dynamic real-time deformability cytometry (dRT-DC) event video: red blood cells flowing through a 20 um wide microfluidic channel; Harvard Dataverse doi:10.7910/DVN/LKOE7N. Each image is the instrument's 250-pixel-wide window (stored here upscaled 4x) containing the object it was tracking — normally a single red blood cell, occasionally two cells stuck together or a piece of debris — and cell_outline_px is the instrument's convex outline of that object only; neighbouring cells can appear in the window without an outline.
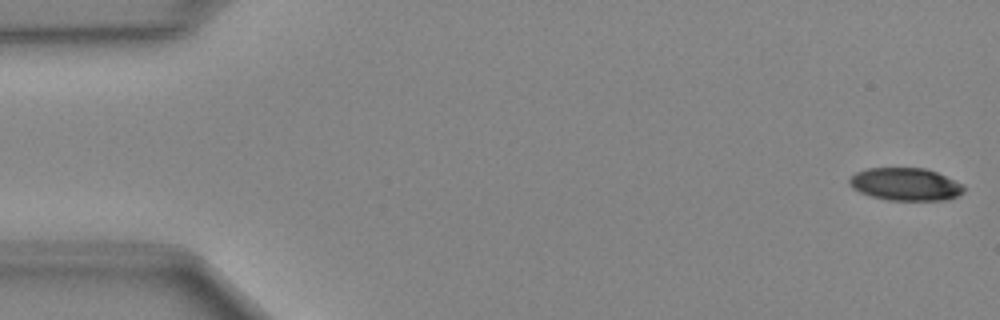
{"species": "Egyptian fruit bat (a non-hibernating species)", "species_latin": "Rousettus aegyptiacus", "temperature_condition": "cold", "stored_images_in_passage": 48, "camera_frame_rate_fps": 3000, "um_per_image_px": 0.085, "animal": {"sex": "female"}, "frame": {"image": 1, "passage_image": 1, "time_ms": 0.0, "image_size_px": [1000, 320], "cell_outline_px": [[964, 192], [956, 196], [944, 200], [888, 200], [872, 196], [860, 192], [852, 188], [848, 184], [848, 180], [856, 172], [868, 168], [924, 168], [936, 172], [964, 184]], "centroid_in_image_um": [76.96, 15.66], "position_along_channel_um": 8.0, "area_um2": 21.73}}
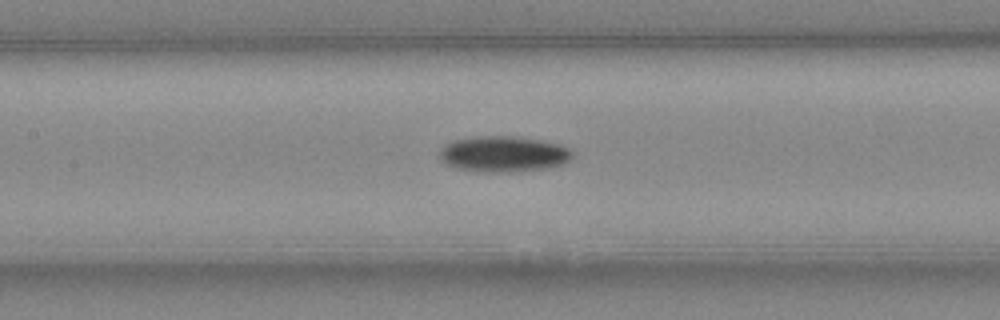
{"frame": {"image": 2, "passage_image": 22, "time_ms": 7.0, "image_size_px": [1000, 320], "cell_outline_px": [[576, 152], [564, 164], [544, 168], [512, 172], [484, 172], [456, 168], [444, 164], [440, 160], [440, 148], [456, 140], [476, 136], [512, 136], [540, 140], [560, 144]], "centroid_in_image_um": [42.8, 13.1], "position_along_channel_um": 164.6, "area_um2": 27.74}}
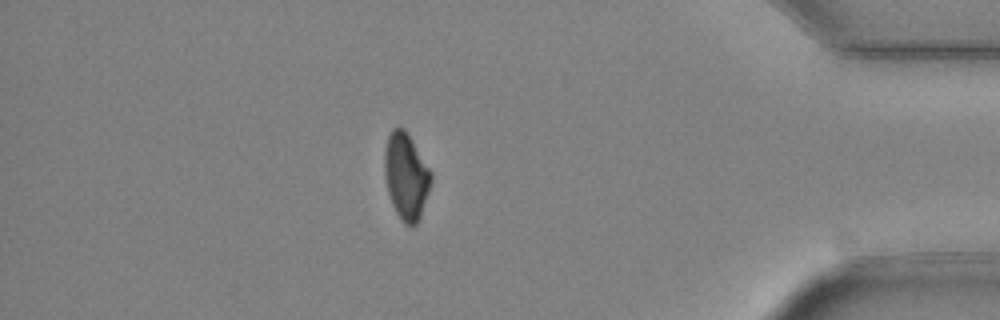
{"frame": {"image": 3, "passage_image": 42, "time_ms": 13.667, "image_size_px": [1000, 320], "cell_outline_px": [[432, 180], [420, 216], [416, 224], [404, 224], [400, 220], [392, 204], [388, 192], [384, 172], [384, 152], [388, 136], [392, 128], [404, 128], [408, 132], [432, 172]], "centroid_in_image_um": [34.51, 14.94], "position_along_channel_um": 400.7, "area_um2": 23.41}}